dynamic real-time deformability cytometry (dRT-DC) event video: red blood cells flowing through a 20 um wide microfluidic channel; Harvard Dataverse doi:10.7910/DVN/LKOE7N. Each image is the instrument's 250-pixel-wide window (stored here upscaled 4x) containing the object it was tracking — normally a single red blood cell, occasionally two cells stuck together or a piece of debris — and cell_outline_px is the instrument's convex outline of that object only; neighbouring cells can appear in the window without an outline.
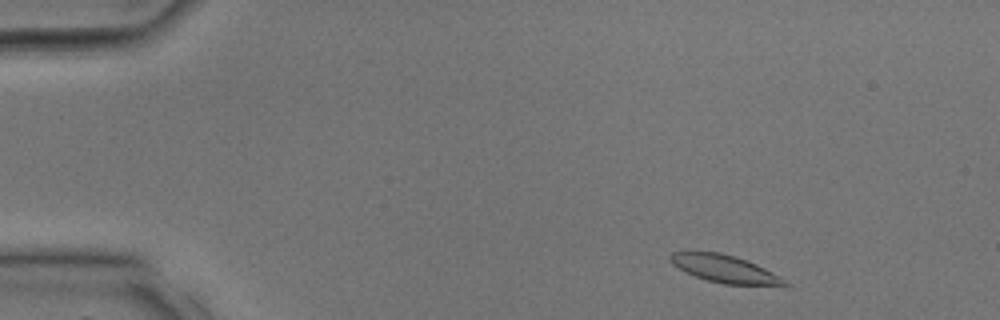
{"species": "common noctule bat (a hibernating species)", "species_latin": "Nyctalus noctula", "temperature_condition": "room temperature", "stored_images_in_passage": 31, "camera_frame_rate_fps": 3000, "um_per_image_px": 0.085, "animal": {"sex": "male", "body_mass_g": 17.9, "forearm_length_mm": 54.2}, "frame": {"image": 1, "passage_image": 2, "time_ms": 0.333, "image_size_px": [1000, 320], "cell_outline_px": [[792, 284], [788, 288], [724, 284], [708, 280], [684, 272], [672, 264], [672, 252], [720, 252], [748, 260], [788, 280]], "centroid_in_image_um": [61.79, 22.91], "position_along_channel_um": 23.2, "area_um2": 18.84}}
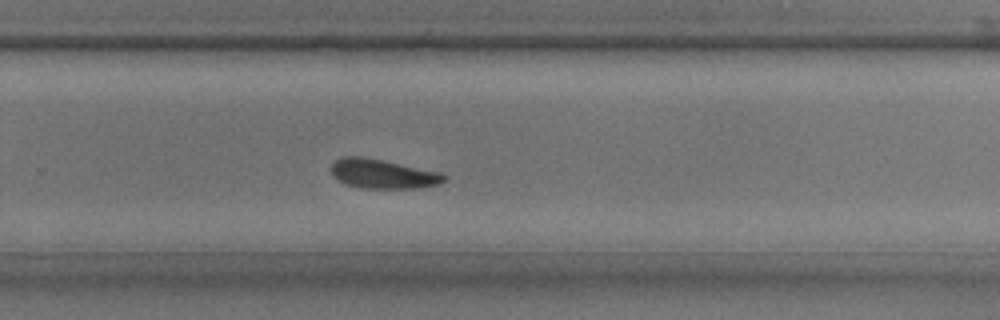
{"frame": {"image": 2, "passage_image": 20, "time_ms": 6.333, "image_size_px": [1000, 320], "cell_outline_px": [[448, 176], [440, 184], [416, 188], [360, 188], [344, 184], [332, 176], [332, 164], [340, 156], [360, 156], [384, 160], [440, 172]], "centroid_in_image_um": [32.52, 14.78], "position_along_channel_um": 297.3, "area_um2": 19.42}}
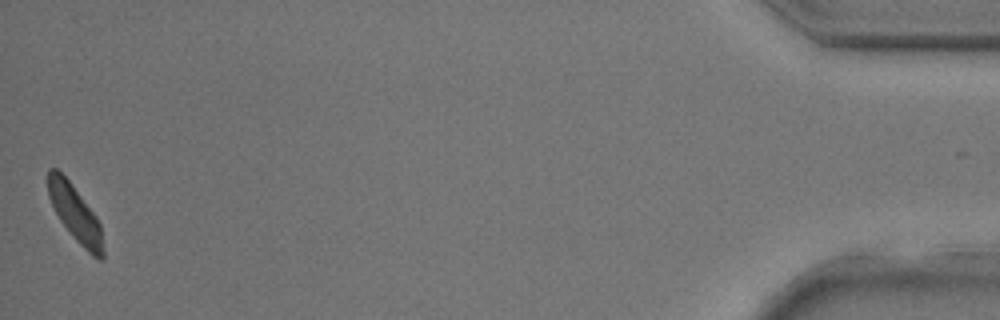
{"frame": {"image": 3, "passage_image": 31, "time_ms": 10.0, "image_size_px": [1000, 320], "cell_outline_px": [[104, 256], [100, 260], [92, 256], [76, 240], [60, 220], [48, 196], [48, 168], [56, 168], [68, 180], [96, 216], [100, 224], [104, 252]], "centroid_in_image_um": [6.4, 18.16], "position_along_channel_um": 428.8, "area_um2": 17.57}}